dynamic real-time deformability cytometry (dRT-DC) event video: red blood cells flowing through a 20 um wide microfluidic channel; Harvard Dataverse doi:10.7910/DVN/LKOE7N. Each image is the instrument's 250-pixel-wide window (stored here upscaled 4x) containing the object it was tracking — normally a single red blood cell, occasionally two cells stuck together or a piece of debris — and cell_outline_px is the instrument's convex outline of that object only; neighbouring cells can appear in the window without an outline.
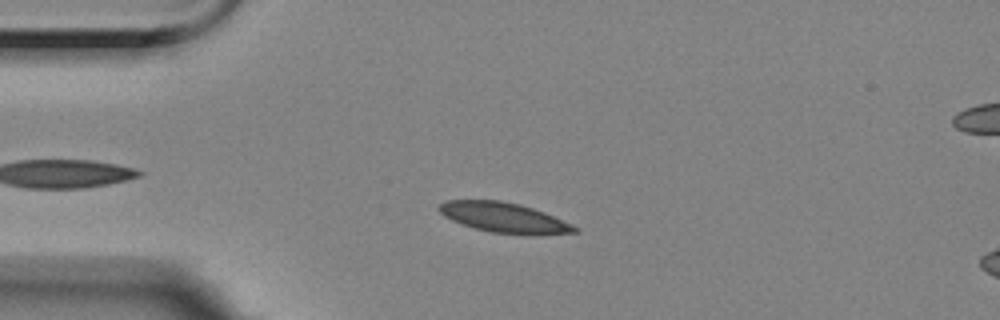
{"species": "Egyptian fruit bat (a non-hibernating species)", "species_latin": "Rousettus aegyptiacus", "temperature_condition": "room temperature", "stored_images_in_passage": 54, "camera_frame_rate_fps": 3000, "um_per_image_px": 0.085, "animal": {"sex": "female"}, "frame": {"image": 1, "passage_image": 11, "time_ms": 3.333, "image_size_px": [1000, 320], "cell_outline_px": [[580, 232], [536, 236], [492, 232], [460, 224], [444, 216], [436, 208], [440, 204], [448, 200], [500, 200], [520, 204], [544, 212], [580, 228]], "centroid_in_image_um": [42.88, 18.51], "position_along_channel_um": 42.1, "area_um2": 23.93}}
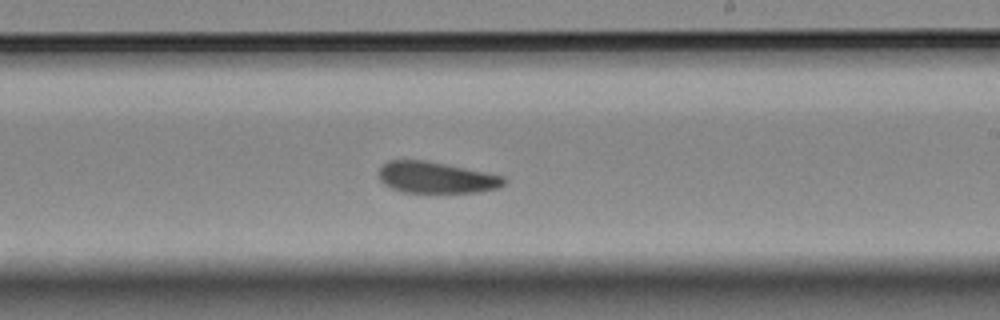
{"frame": {"image": 2, "passage_image": 31, "time_ms": 10.0, "image_size_px": [1000, 320], "cell_outline_px": [[508, 180], [504, 184], [496, 188], [476, 192], [404, 192], [392, 188], [384, 184], [380, 180], [380, 168], [388, 160], [424, 160], [504, 176]], "centroid_in_image_um": [37.07, 15.09], "position_along_channel_um": 251.9, "area_um2": 22.48}}
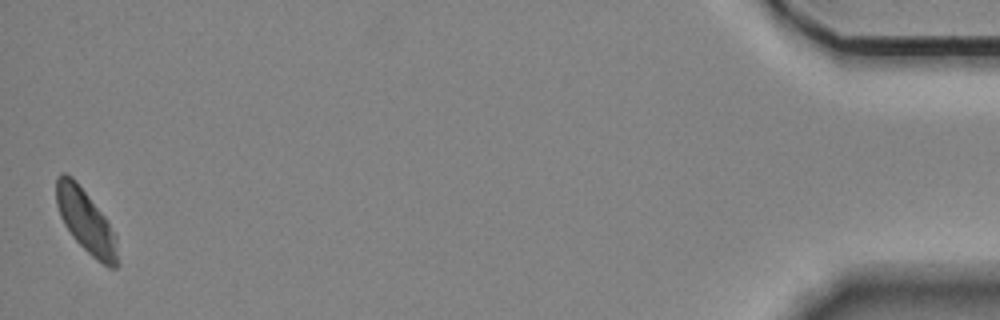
{"frame": {"image": 3, "passage_image": 54, "time_ms": 17.667, "image_size_px": [1000, 320], "cell_outline_px": [[120, 264], [116, 268], [108, 268], [96, 260], [72, 236], [64, 224], [60, 216], [56, 204], [56, 176], [60, 172], [64, 172], [72, 176], [76, 180], [104, 216], [116, 236]], "centroid_in_image_um": [7.31, 18.82], "position_along_channel_um": 427.9, "area_um2": 22.72}}